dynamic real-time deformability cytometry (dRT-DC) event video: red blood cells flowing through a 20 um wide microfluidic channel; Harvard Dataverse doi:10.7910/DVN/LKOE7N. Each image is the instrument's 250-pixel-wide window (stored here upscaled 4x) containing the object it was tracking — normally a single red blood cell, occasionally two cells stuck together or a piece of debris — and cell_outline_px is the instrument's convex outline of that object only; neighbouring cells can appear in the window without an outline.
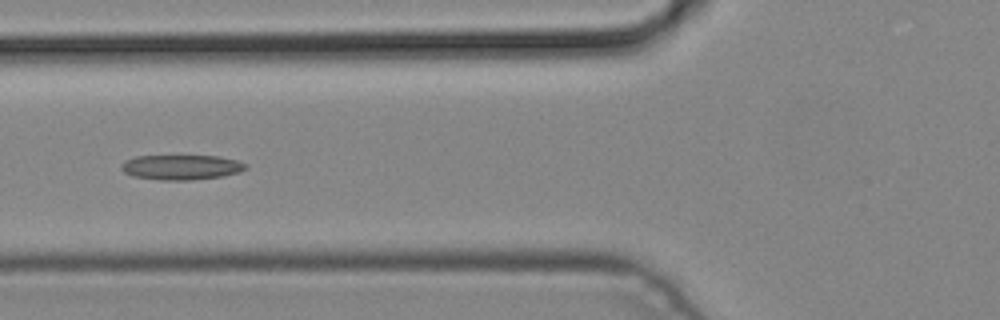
{"species": "common noctule bat (a hibernating species)", "species_latin": "Nyctalus noctula", "temperature_condition": "cold", "stored_images_in_passage": 5, "camera_frame_rate_fps": 3000, "um_per_image_px": 0.085, "animal": {"sex": "male", "body_mass_g": 19.2, "forearm_length_mm": 51.8}, "frame": {"image": 1, "passage_image": 5, "time_ms": 1.333, "image_size_px": [1000, 320], "cell_outline_px": [[248, 168], [240, 172], [224, 176], [192, 180], [160, 180], [132, 176], [124, 172], [120, 168], [124, 160], [136, 156], [220, 156], [236, 160], [248, 164]], "centroid_in_image_um": [15.43, 14.22], "position_along_channel_um": 110.4, "area_um2": 18.26}}